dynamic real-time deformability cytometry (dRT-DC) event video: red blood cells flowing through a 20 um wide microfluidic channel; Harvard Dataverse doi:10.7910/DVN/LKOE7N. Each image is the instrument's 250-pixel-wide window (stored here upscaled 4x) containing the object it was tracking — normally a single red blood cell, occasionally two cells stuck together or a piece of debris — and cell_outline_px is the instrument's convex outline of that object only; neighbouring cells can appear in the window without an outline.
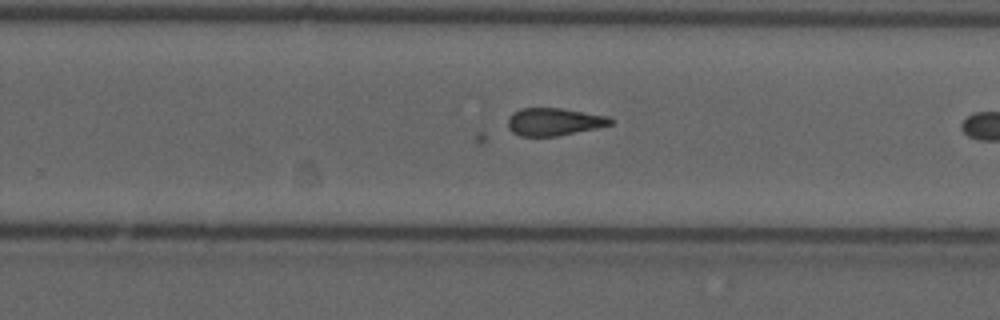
{"species": "common noctule bat (a hibernating species)", "species_latin": "Nyctalus noctula", "temperature_condition": "cold", "stored_images_in_passage": 20, "camera_frame_rate_fps": 3000, "um_per_image_px": 0.085, "animal": {"sex": "male", "forearm_length_mm": 52.5}, "frame": {"image": 1, "passage_image": 18, "time_ms": 5.667, "image_size_px": [1000, 320], "cell_outline_px": [[612, 124], [596, 128], [556, 136], [520, 136], [512, 132], [508, 128], [508, 116], [512, 112], [520, 108], [560, 108], [608, 116], [612, 120]], "centroid_in_image_um": [47.04, 10.34], "position_along_channel_um": 282.8, "area_um2": 16.47}}